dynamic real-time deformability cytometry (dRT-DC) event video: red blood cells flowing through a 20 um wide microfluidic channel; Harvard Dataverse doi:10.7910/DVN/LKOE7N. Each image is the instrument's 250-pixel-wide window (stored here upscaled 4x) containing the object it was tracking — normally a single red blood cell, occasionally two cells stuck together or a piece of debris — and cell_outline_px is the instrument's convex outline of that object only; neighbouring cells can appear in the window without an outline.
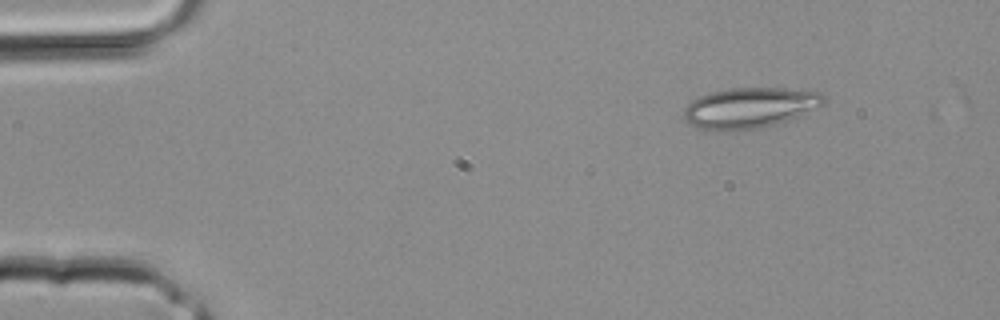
{"species": "common noctule bat (a hibernating species)", "species_latin": "Nyctalus noctula", "temperature_condition": "room temperature", "stored_images_in_passage": 3, "segment_of_instrument_passage": [1, 2], "camera_frame_rate_fps": 3000, "um_per_image_px": 0.085, "animal": {"sex": "male", "body_mass_g": 20.4}, "frame": {"image": 1, "passage_image": 1, "time_ms": 0.0, "image_size_px": [1000, 320], "cell_outline_px": [[828, 100], [824, 104], [768, 128], [736, 132], [732, 132], [700, 128], [684, 120], [684, 108], [692, 100], [700, 96], [712, 92], [728, 88], [784, 88], [820, 92], [828, 96]], "centroid_in_image_um": [63.75, 9.18], "position_along_channel_um": 21.3, "area_um2": 33.47}}